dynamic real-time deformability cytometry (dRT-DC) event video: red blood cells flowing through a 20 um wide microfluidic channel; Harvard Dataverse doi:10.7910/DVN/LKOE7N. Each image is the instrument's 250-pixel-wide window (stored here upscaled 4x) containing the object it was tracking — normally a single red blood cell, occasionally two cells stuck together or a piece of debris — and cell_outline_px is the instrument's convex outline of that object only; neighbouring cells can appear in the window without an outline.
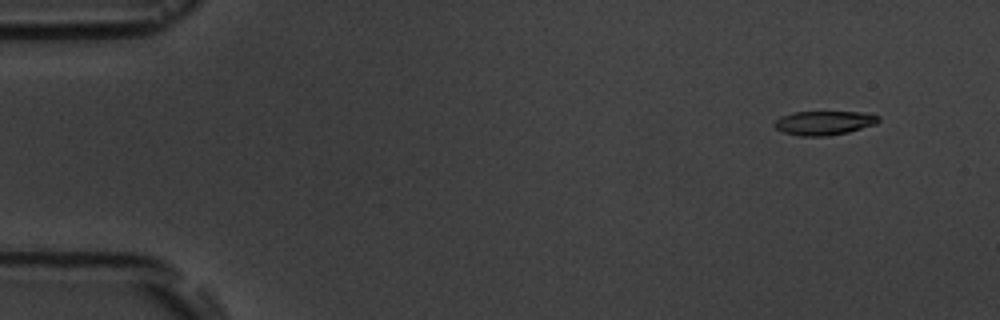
{"species": "common noctule bat (a hibernating species)", "species_latin": "Nyctalus noctula", "temperature_condition": "room temperature", "stored_images_in_passage": 5, "camera_frame_rate_fps": 3000, "um_per_image_px": 0.085, "animal": {"sex": "male", "body_mass_g": 19.5, "forearm_length_mm": 54.6}, "frame": {"image": 1, "passage_image": 1, "time_ms": 0.0, "image_size_px": [1000, 320], "cell_outline_px": [[880, 120], [876, 124], [848, 132], [828, 136], [800, 136], [784, 132], [776, 128], [772, 124], [780, 116], [792, 112], [860, 112], [880, 116]], "centroid_in_image_um": [70.03, 10.44], "position_along_channel_um": 15.0, "area_um2": 14.62}}
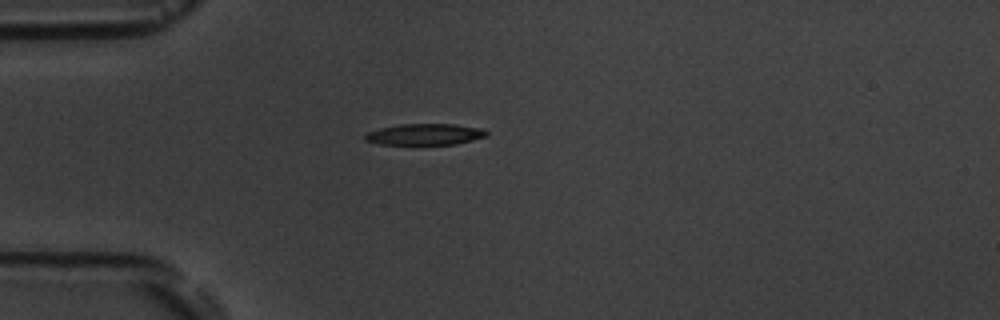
{"frame": {"image": 2, "passage_image": 4, "time_ms": 3.667, "image_size_px": [1000, 320], "cell_outline_px": [[488, 136], [456, 144], [412, 148], [380, 144], [364, 140], [364, 132], [380, 128], [400, 124], [452, 124], [484, 128], [488, 132]], "centroid_in_image_um": [36.06, 11.47], "position_along_channel_um": 48.9, "area_um2": 16.24}}